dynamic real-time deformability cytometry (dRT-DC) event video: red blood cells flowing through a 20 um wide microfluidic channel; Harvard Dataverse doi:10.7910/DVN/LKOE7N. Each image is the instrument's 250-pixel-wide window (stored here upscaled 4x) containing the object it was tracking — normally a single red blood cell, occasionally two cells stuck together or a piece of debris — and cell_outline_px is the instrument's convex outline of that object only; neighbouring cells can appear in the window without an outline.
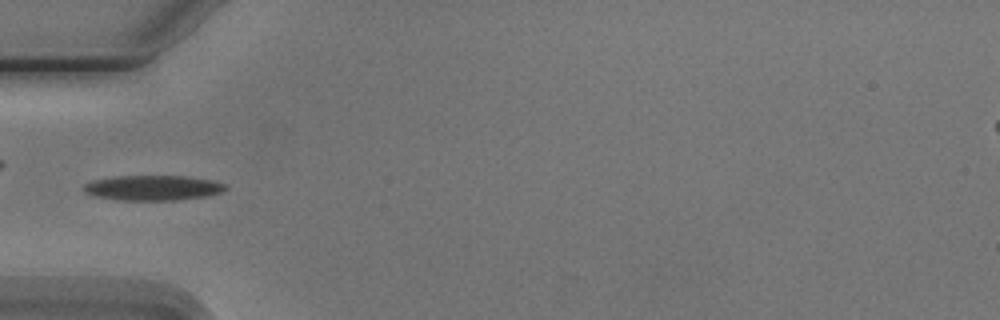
{"species": "Egyptian fruit bat (a non-hibernating species)", "species_latin": "Rousettus aegyptiacus", "temperature_condition": "cold", "stored_images_in_passage": 4, "camera_frame_rate_fps": 3000, "um_per_image_px": 0.085, "animal": {"sex": "male"}, "frame": {"image": 1, "passage_image": 4, "time_ms": 4.333, "image_size_px": [1000, 320], "cell_outline_px": [[228, 188], [220, 192], [204, 196], [176, 200], [116, 200], [96, 196], [84, 192], [80, 188], [84, 184], [92, 180], [112, 176], [188, 176], [212, 180], [224, 184]], "centroid_in_image_um": [12.92, 15.96], "position_along_channel_um": 72.1, "area_um2": 20.81}}